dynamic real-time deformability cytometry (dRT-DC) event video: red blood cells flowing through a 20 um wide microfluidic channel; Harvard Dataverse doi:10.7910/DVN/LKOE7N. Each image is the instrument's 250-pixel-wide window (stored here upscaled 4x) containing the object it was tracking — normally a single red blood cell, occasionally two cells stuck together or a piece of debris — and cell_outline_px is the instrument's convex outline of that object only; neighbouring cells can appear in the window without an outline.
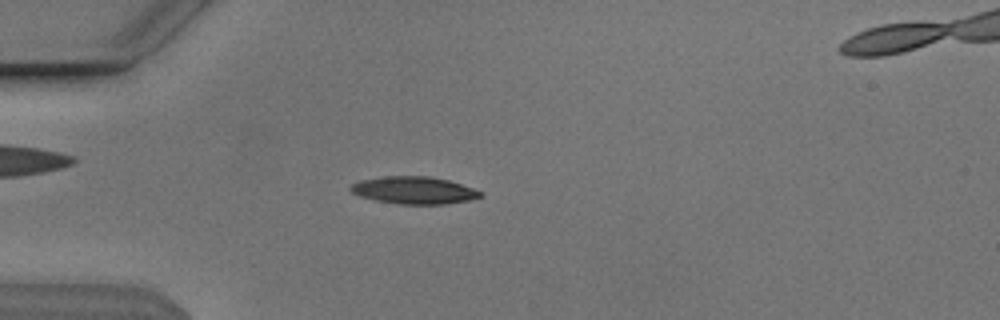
{"species": "Egyptian fruit bat (a non-hibernating species)", "species_latin": "Rousettus aegyptiacus", "temperature_condition": "cold", "stored_images_in_passage": 54, "camera_frame_rate_fps": 3000, "um_per_image_px": 0.085, "animal": {"sex": "male"}, "frame": {"image": 1, "passage_image": 15, "time_ms": 4.667, "image_size_px": [1000, 320], "cell_outline_px": [[480, 196], [468, 200], [444, 204], [400, 204], [376, 200], [360, 196], [352, 192], [348, 188], [352, 184], [360, 180], [384, 176], [432, 176], [448, 180], [472, 188], [480, 192]], "centroid_in_image_um": [35.13, 16.16], "position_along_channel_um": 49.9, "area_um2": 20.4}}
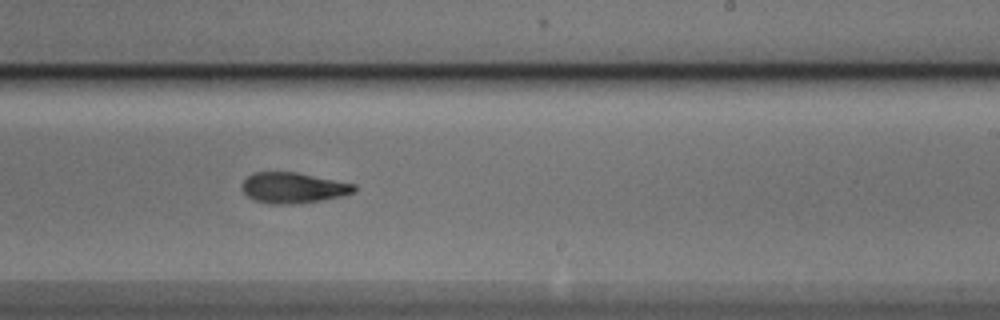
{"frame": {"image": 2, "passage_image": 33, "time_ms": 10.667, "image_size_px": [1000, 320], "cell_outline_px": [[356, 192], [344, 196], [296, 204], [268, 204], [256, 200], [248, 196], [244, 192], [244, 180], [252, 172], [296, 172], [356, 184]], "centroid_in_image_um": [24.97, 15.96], "position_along_channel_um": 264.0, "area_um2": 20.0}}
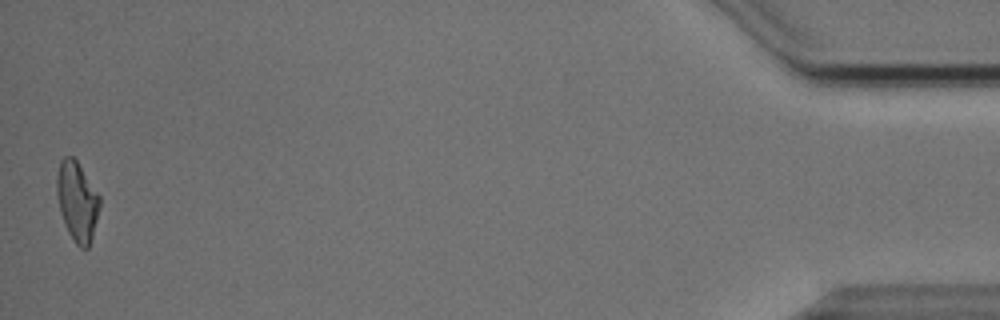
{"frame": {"image": 3, "passage_image": 53, "time_ms": 17.333, "image_size_px": [1000, 320], "cell_outline_px": [[100, 204], [92, 236], [88, 248], [80, 248], [76, 244], [68, 232], [64, 224], [56, 192], [56, 176], [60, 160], [64, 156], [72, 156], [76, 160], [100, 196]], "centroid_in_image_um": [6.54, 17.09], "position_along_channel_um": 428.7, "area_um2": 19.65}}